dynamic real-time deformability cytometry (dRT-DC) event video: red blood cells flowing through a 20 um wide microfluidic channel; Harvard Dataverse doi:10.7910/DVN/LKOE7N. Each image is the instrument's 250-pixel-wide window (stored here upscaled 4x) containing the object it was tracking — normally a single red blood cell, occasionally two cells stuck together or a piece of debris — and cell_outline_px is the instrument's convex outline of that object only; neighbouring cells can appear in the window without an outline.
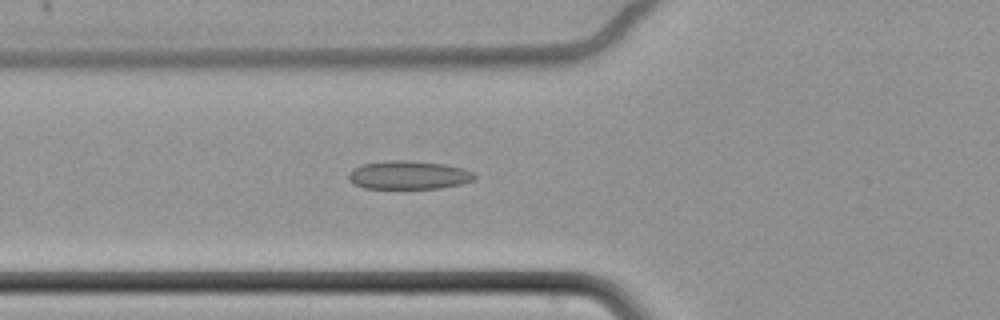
{"species": "common noctule bat (a hibernating species)", "species_latin": "Nyctalus noctula", "temperature_condition": "cold", "stored_images_in_passage": 50, "camera_frame_rate_fps": 3000, "um_per_image_px": 0.085, "animal": {"sex": "female", "body_mass_g": 22.7, "forearm_length_mm": 54.2}, "frame": {"image": 1, "passage_image": 13, "time_ms": 4.0, "image_size_px": [1000, 320], "cell_outline_px": [[476, 180], [464, 184], [440, 188], [364, 188], [352, 184], [348, 180], [348, 172], [364, 164], [384, 160], [404, 160], [444, 164], [464, 168], [476, 172]], "centroid_in_image_um": [34.78, 14.88], "position_along_channel_um": 91.0, "area_um2": 21.15}}
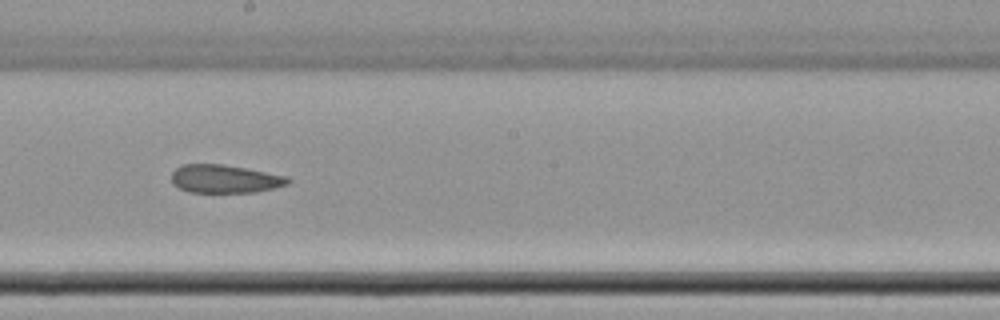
{"frame": {"image": 2, "passage_image": 25, "time_ms": 8.0, "image_size_px": [1000, 320], "cell_outline_px": [[292, 180], [288, 184], [256, 192], [188, 192], [172, 184], [172, 172], [176, 168], [184, 164], [224, 164], [288, 176]], "centroid_in_image_um": [19.11, 15.2], "position_along_channel_um": 229.1, "area_um2": 19.13}}
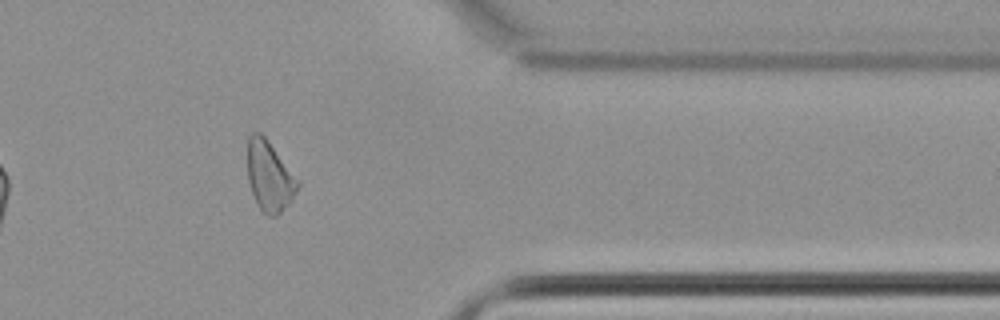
{"frame": {"image": 3, "passage_image": 40, "time_ms": 13.0, "image_size_px": [1000, 320], "cell_outline_px": [[300, 184], [292, 200], [276, 216], [268, 216], [260, 212], [256, 204], [248, 180], [248, 136], [252, 132], [260, 132], [268, 140], [300, 180]], "centroid_in_image_um": [22.91, 14.99], "position_along_channel_um": 388.5, "area_um2": 20.75}}